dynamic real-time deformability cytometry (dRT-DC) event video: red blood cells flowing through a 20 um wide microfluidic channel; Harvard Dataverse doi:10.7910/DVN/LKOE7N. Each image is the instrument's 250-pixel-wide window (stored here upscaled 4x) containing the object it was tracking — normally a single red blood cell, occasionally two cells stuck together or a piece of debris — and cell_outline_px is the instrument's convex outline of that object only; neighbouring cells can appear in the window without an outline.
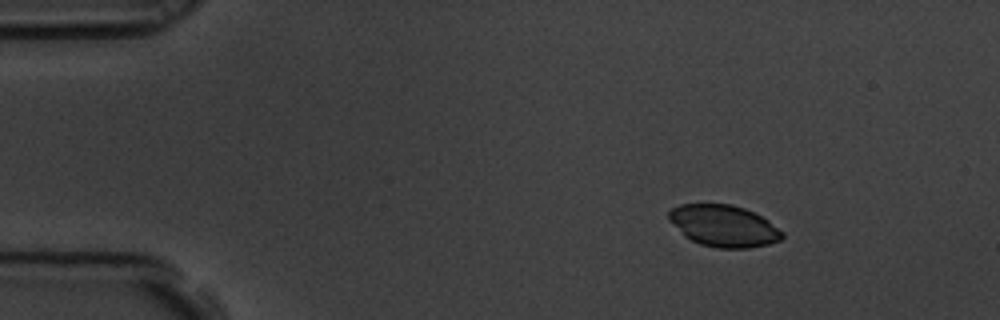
{"species": "common noctule bat (a hibernating species)", "species_latin": "Nyctalus noctula", "temperature_condition": "room temperature", "stored_images_in_passage": 4, "camera_frame_rate_fps": 3000, "um_per_image_px": 0.085, "animal": {"sex": "male", "body_mass_g": 19.5, "forearm_length_mm": 54.6}, "frame": {"image": 1, "passage_image": 2, "time_ms": 0.333, "image_size_px": [1000, 320], "cell_outline_px": [[784, 236], [780, 240], [768, 244], [748, 248], [716, 248], [700, 244], [684, 236], [668, 220], [668, 212], [672, 208], [680, 204], [732, 204], [744, 208], [768, 220], [784, 232]], "centroid_in_image_um": [61.5, 19.2], "position_along_channel_um": 23.5, "area_um2": 27.57}}